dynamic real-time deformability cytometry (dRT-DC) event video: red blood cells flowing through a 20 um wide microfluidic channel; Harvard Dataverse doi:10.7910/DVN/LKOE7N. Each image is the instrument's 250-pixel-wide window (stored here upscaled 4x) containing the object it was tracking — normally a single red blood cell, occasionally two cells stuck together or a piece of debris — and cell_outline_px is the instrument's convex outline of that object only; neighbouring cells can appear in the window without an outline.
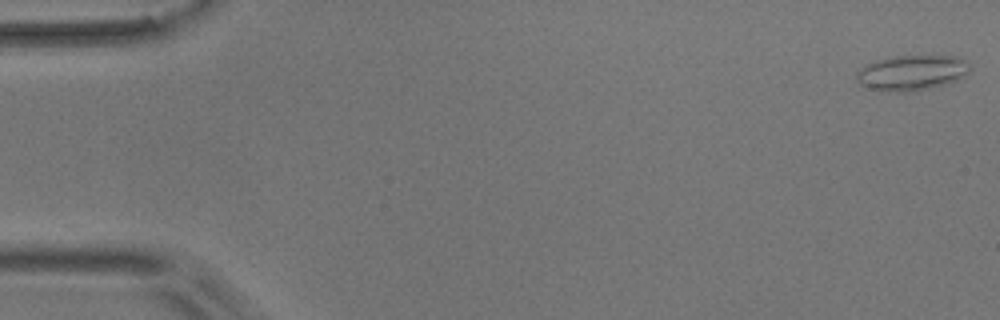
{"species": "common noctule bat (a hibernating species)", "species_latin": "Nyctalus noctula", "temperature_condition": "room temperature", "stored_images_in_passage": 47, "camera_frame_rate_fps": 3000, "um_per_image_px": 0.085, "animal": {"sex": "male", "body_mass_g": 17.9}, "frame": {"image": 1, "passage_image": 1, "time_ms": 0.0, "image_size_px": [1000, 320], "cell_outline_px": [[972, 68], [964, 76], [956, 80], [944, 84], [912, 92], [880, 92], [860, 84], [856, 80], [856, 76], [860, 68], [864, 64], [876, 60], [892, 56], [960, 56]], "centroid_in_image_um": [77.47, 6.19], "position_along_channel_um": 7.5, "area_um2": 23.52}}
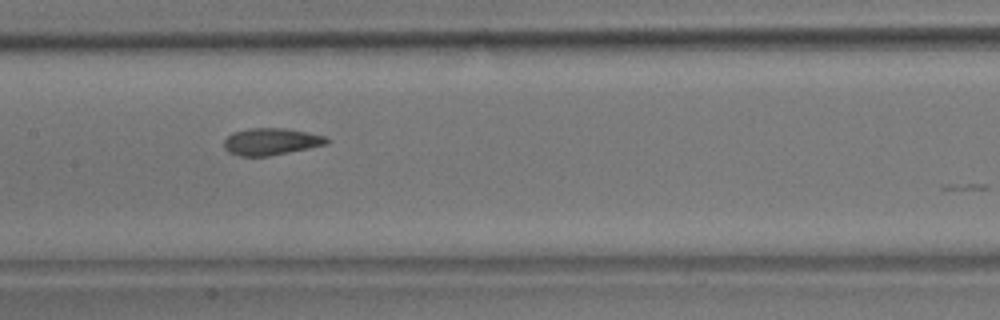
{"frame": {"image": 2, "passage_image": 27, "time_ms": 8.667, "image_size_px": [1000, 320], "cell_outline_px": [[328, 144], [268, 156], [240, 156], [228, 152], [224, 148], [224, 140], [232, 132], [248, 128], [284, 128], [324, 136], [328, 140]], "centroid_in_image_um": [22.98, 12.03], "position_along_channel_um": 184.4, "area_um2": 15.95}}
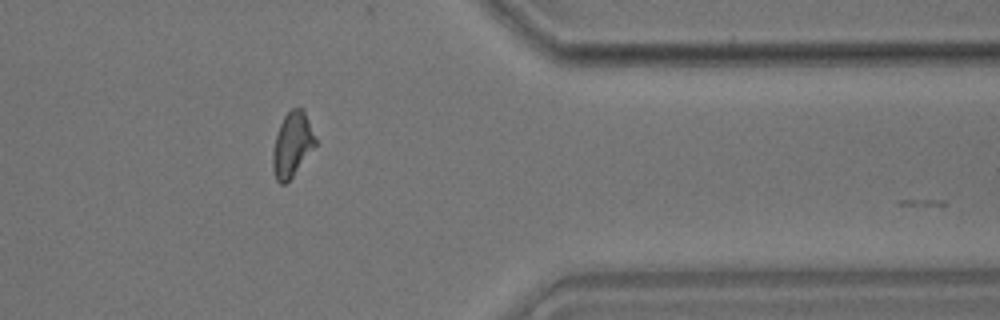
{"frame": {"image": 3, "passage_image": 45, "time_ms": 14.667, "image_size_px": [1000, 320], "cell_outline_px": [[316, 144], [292, 176], [284, 184], [280, 184], [276, 180], [272, 168], [272, 152], [276, 136], [280, 124], [284, 116], [292, 108], [304, 108], [316, 140]], "centroid_in_image_um": [24.81, 12.27], "position_along_channel_um": 386.6, "area_um2": 15.78}}